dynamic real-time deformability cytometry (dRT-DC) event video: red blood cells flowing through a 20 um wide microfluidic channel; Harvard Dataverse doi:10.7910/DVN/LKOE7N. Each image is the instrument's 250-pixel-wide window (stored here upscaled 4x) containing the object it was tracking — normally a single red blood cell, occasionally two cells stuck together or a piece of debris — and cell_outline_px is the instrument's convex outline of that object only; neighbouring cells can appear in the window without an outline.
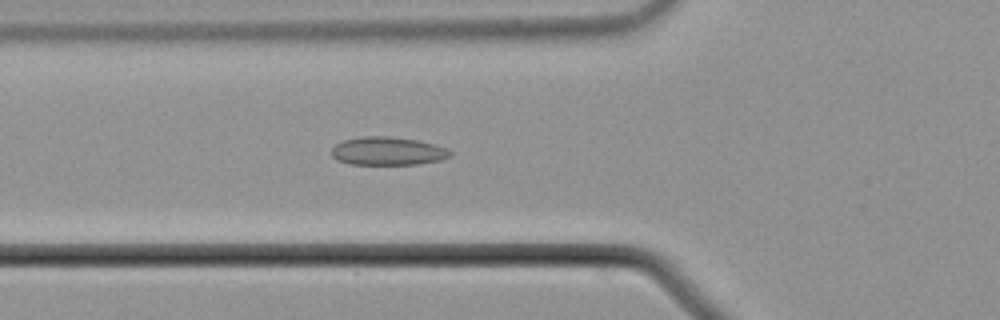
{"species": "common noctule bat (a hibernating species)", "species_latin": "Nyctalus noctula", "temperature_condition": "cold", "stored_images_in_passage": 48, "camera_frame_rate_fps": 3000, "um_per_image_px": 0.085, "animal": {"sex": "male", "body_mass_g": 21.5, "forearm_length_mm": 52.0}, "frame": {"image": 1, "passage_image": 13, "time_ms": 4.0, "image_size_px": [1000, 320], "cell_outline_px": [[452, 156], [440, 160], [416, 164], [348, 164], [336, 160], [332, 156], [332, 148], [336, 144], [344, 140], [360, 136], [388, 136], [416, 140], [436, 144], [448, 148], [452, 152]], "centroid_in_image_um": [32.97, 12.84], "position_along_channel_um": 92.8, "area_um2": 19.65}}
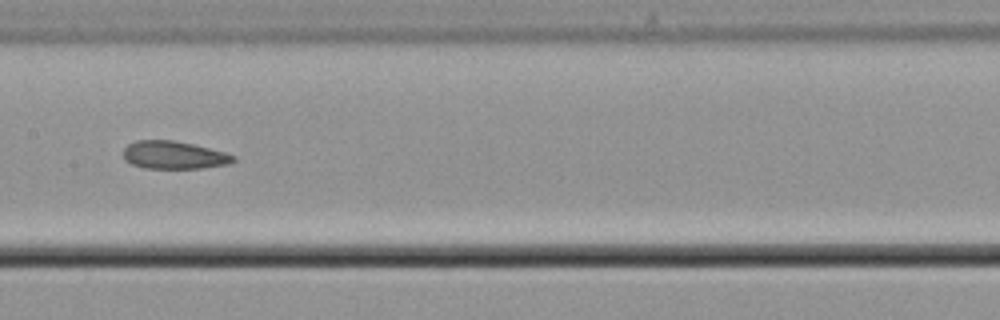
{"frame": {"image": 2, "passage_image": 21, "time_ms": 6.667, "image_size_px": [1000, 320], "cell_outline_px": [[236, 160], [228, 164], [200, 168], [144, 168], [132, 164], [124, 160], [124, 148], [128, 144], [136, 140], [172, 140], [192, 144], [224, 152], [236, 156]], "centroid_in_image_um": [14.76, 13.18], "position_along_channel_um": 192.6, "area_um2": 17.74}}
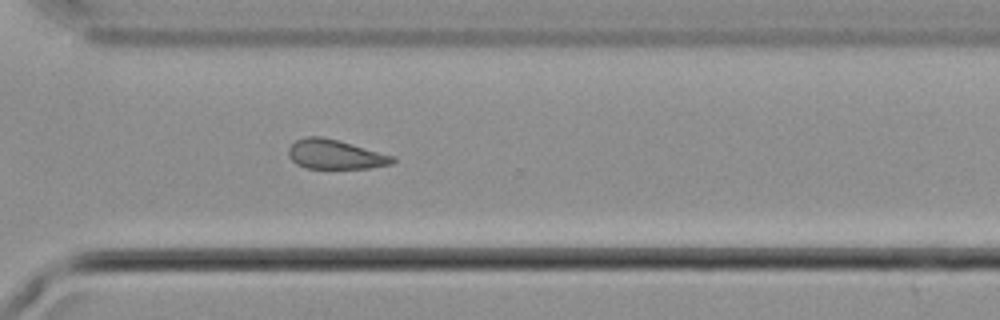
{"frame": {"image": 3, "passage_image": 33, "time_ms": 10.667, "image_size_px": [1000, 320], "cell_outline_px": [[396, 160], [392, 164], [368, 168], [304, 168], [296, 164], [288, 156], [288, 148], [296, 140], [304, 136], [320, 136], [352, 144], [396, 156]], "centroid_in_image_um": [28.49, 13.12], "position_along_channel_um": 342.1, "area_um2": 17.92}, "authors_computed_cell_mechanics": {"area_um2": 18.6983, "velocity_mm_per_s": 3.7253, "shape_relaxation_time_tau1_ms": null, "shape_relaxation_time_tau2_ms": 9.3591, "deformation_change_tau1": null, "deformation_change_tau2": 0.1638}}